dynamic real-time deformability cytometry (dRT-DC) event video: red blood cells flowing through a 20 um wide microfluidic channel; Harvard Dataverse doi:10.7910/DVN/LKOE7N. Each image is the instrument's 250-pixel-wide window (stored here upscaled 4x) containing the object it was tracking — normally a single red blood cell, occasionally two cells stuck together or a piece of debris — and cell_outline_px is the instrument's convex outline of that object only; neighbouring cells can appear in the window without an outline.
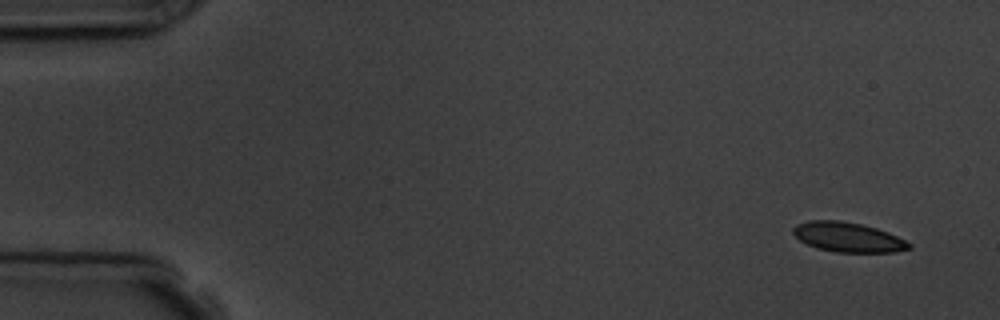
{"species": "common noctule bat (a hibernating species)", "species_latin": "Nyctalus noctula", "temperature_condition": "room temperature", "stored_images_in_passage": 5, "camera_frame_rate_fps": 3000, "um_per_image_px": 0.085, "animal": {"sex": "male", "body_mass_g": 19.5, "forearm_length_mm": 54.6}, "frame": {"image": 1, "passage_image": 1, "time_ms": 0.0, "image_size_px": [1000, 320], "cell_outline_px": [[912, 248], [896, 252], [836, 252], [816, 248], [800, 240], [792, 232], [792, 228], [796, 224], [808, 220], [840, 220], [860, 224], [876, 228], [888, 232], [912, 244]], "centroid_in_image_um": [72.07, 20.16], "position_along_channel_um": 12.9, "area_um2": 20.06}}
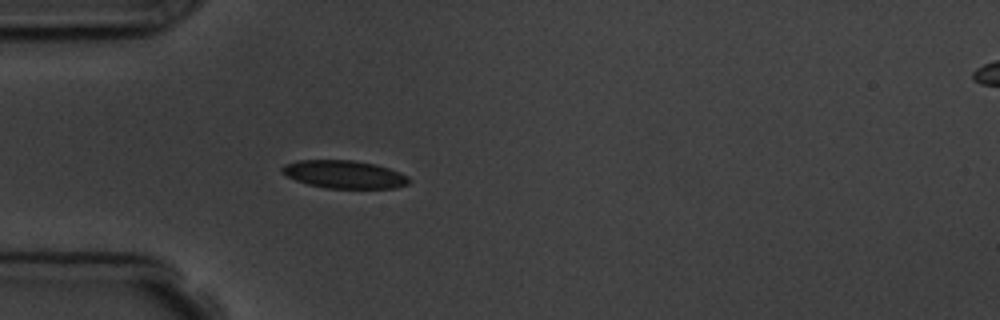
{"frame": {"image": 2, "passage_image": 5, "time_ms": 4.333, "image_size_px": [1000, 320], "cell_outline_px": [[412, 180], [408, 184], [392, 188], [328, 188], [308, 184], [296, 180], [280, 172], [280, 168], [284, 164], [300, 160], [352, 160], [376, 164], [400, 172], [408, 176]], "centroid_in_image_um": [29.27, 14.81], "position_along_channel_um": 55.7, "area_um2": 20.63}}